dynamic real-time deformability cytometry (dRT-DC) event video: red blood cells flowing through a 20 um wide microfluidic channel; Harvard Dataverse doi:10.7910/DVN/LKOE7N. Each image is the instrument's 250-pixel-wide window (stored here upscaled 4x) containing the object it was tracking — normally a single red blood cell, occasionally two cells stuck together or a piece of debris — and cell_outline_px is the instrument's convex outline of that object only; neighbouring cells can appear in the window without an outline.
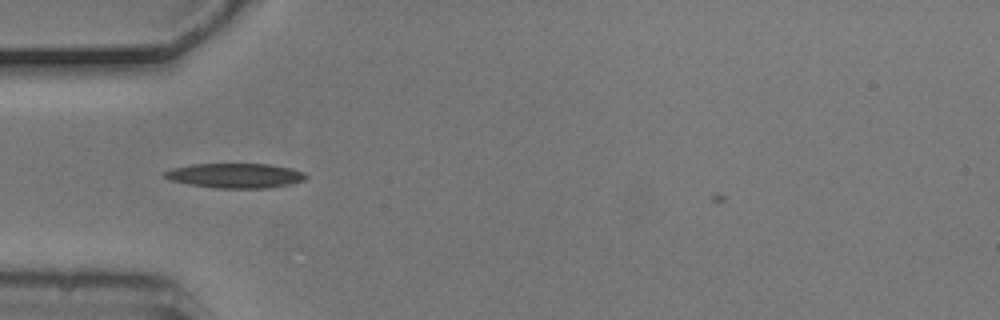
{"species": "common noctule bat (a hibernating species)", "species_latin": "Nyctalus noctula", "temperature_condition": "cold", "stored_images_in_passage": 2, "camera_frame_rate_fps": 3000, "um_per_image_px": 0.085, "animal": {"sex": "male", "body_mass_g": 20.5, "forearm_length_mm": 52.5}, "frame": {"image": 1, "passage_image": 2, "time_ms": 0.333, "image_size_px": [1000, 320], "cell_outline_px": [[308, 176], [304, 180], [292, 184], [268, 188], [216, 188], [188, 184], [172, 180], [164, 176], [160, 172], [172, 168], [192, 164], [268, 164], [292, 168], [304, 172]], "centroid_in_image_um": [20.01, 14.92], "position_along_channel_um": 65.0, "area_um2": 20.46}}